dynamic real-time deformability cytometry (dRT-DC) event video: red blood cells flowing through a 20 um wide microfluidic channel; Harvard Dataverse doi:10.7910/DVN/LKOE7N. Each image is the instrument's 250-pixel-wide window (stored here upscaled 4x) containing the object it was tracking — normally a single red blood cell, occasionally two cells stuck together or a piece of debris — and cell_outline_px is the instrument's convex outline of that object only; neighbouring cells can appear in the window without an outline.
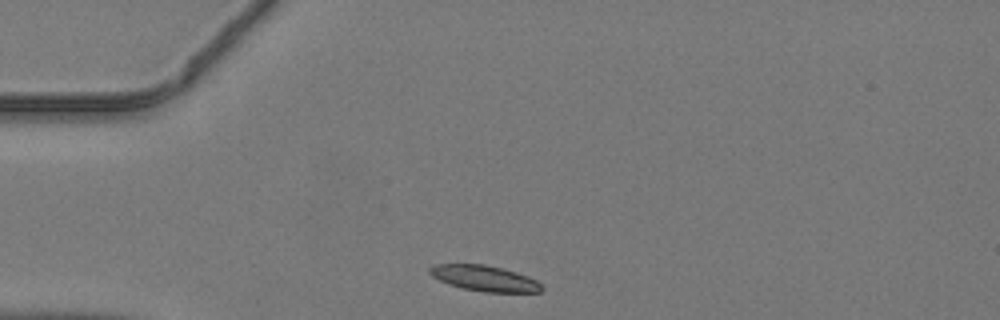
{"species": "common noctule bat (a hibernating species)", "species_latin": "Nyctalus noctula", "temperature_condition": "warm", "stored_images_in_passage": 36, "camera_frame_rate_fps": 3000, "um_per_image_px": 0.085, "animal": {"sex": "male", "body_mass_g": 19.2, "forearm_length_mm": 51.8}, "frame": {"image": 1, "passage_image": 1, "time_ms": 0.0, "image_size_px": [1000, 320], "cell_outline_px": [[544, 288], [540, 292], [484, 292], [464, 288], [448, 284], [432, 276], [428, 272], [428, 268], [436, 264], [484, 264], [504, 268], [528, 276], [536, 280]], "centroid_in_image_um": [41.19, 23.65], "position_along_channel_um": 43.8, "area_um2": 16.76}}
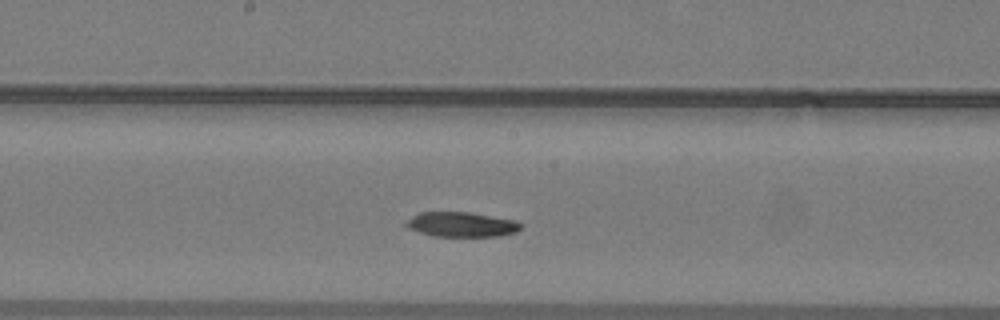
{"frame": {"image": 2, "passage_image": 14, "time_ms": 4.333, "image_size_px": [1000, 320], "cell_outline_px": [[520, 228], [516, 232], [500, 236], [432, 236], [408, 228], [404, 224], [412, 216], [420, 212], [468, 212], [516, 220], [520, 224]], "centroid_in_image_um": [39.21, 19.08], "position_along_channel_um": 209.0, "area_um2": 16.47}}
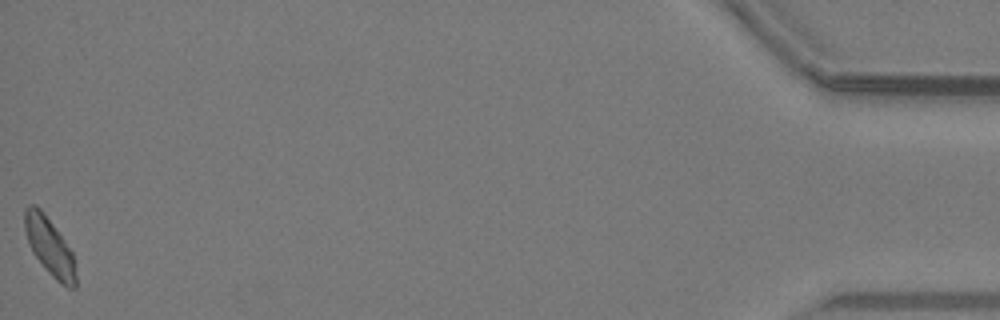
{"frame": {"image": 3, "passage_image": 36, "time_ms": 11.667, "image_size_px": [1000, 320], "cell_outline_px": [[76, 288], [68, 288], [60, 284], [48, 272], [32, 252], [24, 228], [24, 208], [28, 204], [36, 204], [40, 208], [64, 240], [72, 252], [76, 276]], "centroid_in_image_um": [4.2, 20.95], "position_along_channel_um": 431.0, "area_um2": 17.05}}